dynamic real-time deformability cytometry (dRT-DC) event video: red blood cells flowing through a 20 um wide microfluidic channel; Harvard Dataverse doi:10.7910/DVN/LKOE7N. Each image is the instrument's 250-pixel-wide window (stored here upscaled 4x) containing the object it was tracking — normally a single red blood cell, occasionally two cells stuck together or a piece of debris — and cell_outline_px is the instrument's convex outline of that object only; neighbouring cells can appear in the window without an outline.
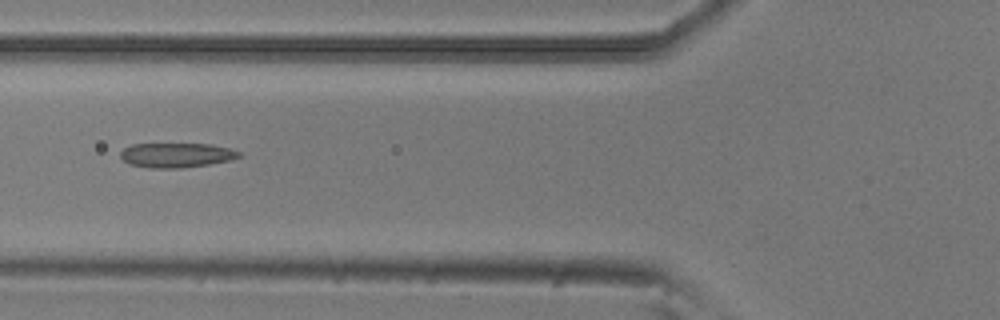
{"species": "common noctule bat (a hibernating species)", "species_latin": "Nyctalus noctula", "temperature_condition": "room temperature", "stored_images_in_passage": 6, "camera_frame_rate_fps": 3000, "um_per_image_px": 0.085, "animal": {"sex": "male", "body_mass_g": 20.5, "forearm_length_mm": 52.5}, "frame": {"image": 1, "passage_image": 4, "time_ms": 1.0, "image_size_px": [1000, 320], "cell_outline_px": [[240, 156], [228, 160], [208, 164], [180, 168], [148, 168], [128, 164], [120, 156], [120, 152], [124, 148], [132, 144], [212, 144], [228, 148], [240, 152]], "centroid_in_image_um": [14.94, 13.19], "position_along_channel_um": 110.9, "area_um2": 16.88}}
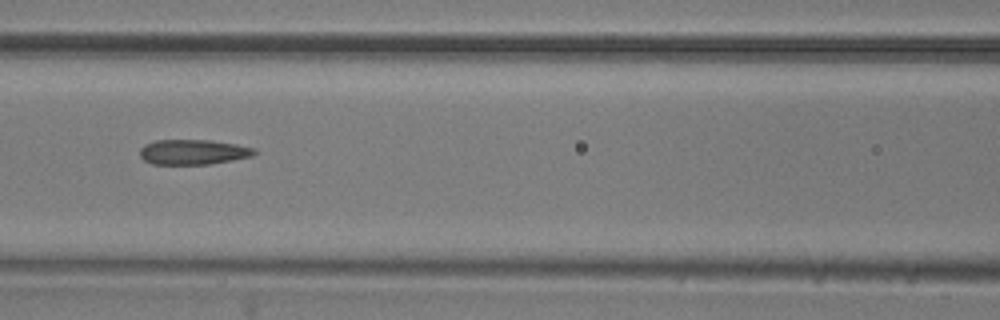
{"frame": {"image": 2, "passage_image": 5, "time_ms": 1.333, "image_size_px": [1000, 320], "cell_outline_px": [[256, 152], [252, 156], [232, 160], [208, 164], [152, 164], [144, 160], [140, 156], [140, 148], [144, 144], [156, 140], [212, 140], [236, 144], [256, 148]], "centroid_in_image_um": [16.41, 12.91], "position_along_channel_um": 150.2, "area_um2": 16.76}}
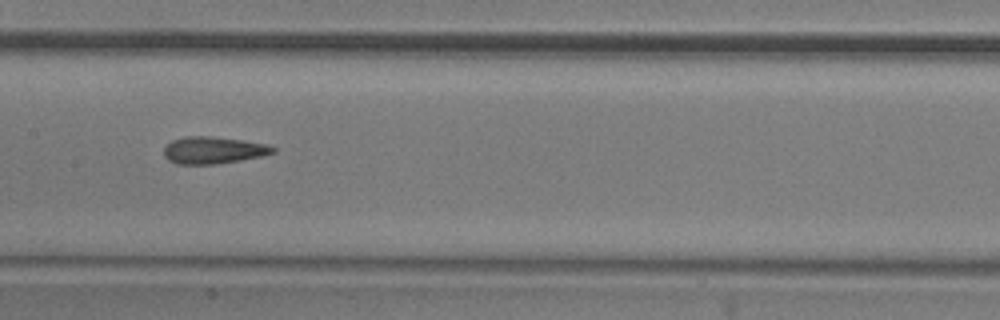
{"frame": {"image": 3, "passage_image": 6, "time_ms": 1.667, "image_size_px": [1000, 320], "cell_outline_px": [[276, 152], [260, 156], [240, 160], [212, 164], [176, 164], [168, 160], [164, 156], [164, 148], [172, 140], [184, 136], [212, 136], [244, 140], [268, 144], [276, 148]], "centroid_in_image_um": [18.13, 12.75], "position_along_channel_um": 189.3, "area_um2": 17.22}}